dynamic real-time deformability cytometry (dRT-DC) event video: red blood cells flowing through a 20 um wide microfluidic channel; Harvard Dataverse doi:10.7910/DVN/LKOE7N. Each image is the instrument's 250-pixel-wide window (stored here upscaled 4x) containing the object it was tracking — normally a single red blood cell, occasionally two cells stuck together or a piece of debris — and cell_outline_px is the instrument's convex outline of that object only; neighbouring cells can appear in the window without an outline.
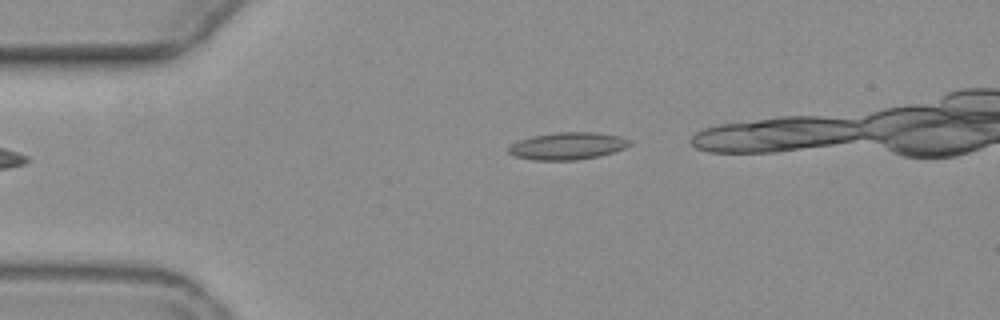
{"species": "common noctule bat (a hibernating species)", "species_latin": "Nyctalus noctula", "temperature_condition": "warm", "stored_images_in_passage": 3, "camera_frame_rate_fps": 3000, "um_per_image_px": 0.085, "animal": {"sex": "female", "body_mass_g": 19.3, "forearm_length_mm": 54.1}, "frame": {"image": 1, "passage_image": 3, "time_ms": 3.0, "image_size_px": [1000, 320], "cell_outline_px": [[632, 144], [624, 148], [600, 156], [576, 160], [532, 160], [512, 156], [508, 152], [508, 148], [512, 144], [520, 140], [532, 136], [556, 132], [592, 132], [620, 136], [632, 140]], "centroid_in_image_um": [48.24, 12.41], "position_along_channel_um": 36.8, "area_um2": 19.31}}